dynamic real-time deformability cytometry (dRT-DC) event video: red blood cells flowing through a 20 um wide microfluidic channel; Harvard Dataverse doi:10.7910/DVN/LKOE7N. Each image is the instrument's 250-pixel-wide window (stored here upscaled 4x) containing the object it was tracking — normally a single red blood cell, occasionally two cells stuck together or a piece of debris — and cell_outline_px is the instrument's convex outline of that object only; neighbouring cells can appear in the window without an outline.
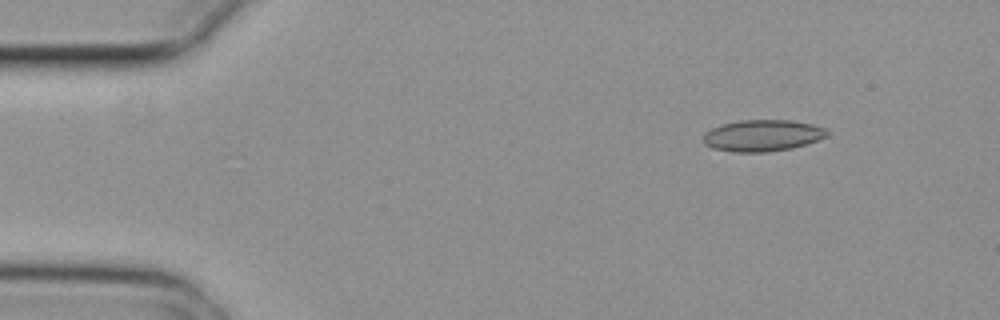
{"species": "common noctule bat (a hibernating species)", "species_latin": "Nyctalus noctula", "temperature_condition": "cold", "stored_images_in_passage": 5, "camera_frame_rate_fps": 3000, "um_per_image_px": 0.085, "animal": {"sex": "female", "body_mass_g": 29.2, "forearm_length_mm": 56.3}, "frame": {"image": 1, "passage_image": 2, "time_ms": 0.333, "image_size_px": [1000, 320], "cell_outline_px": [[828, 136], [792, 148], [768, 152], [732, 152], [712, 148], [704, 144], [704, 132], [712, 128], [724, 124], [740, 120], [788, 120], [812, 124], [824, 128], [828, 132]], "centroid_in_image_um": [64.78, 11.52], "position_along_channel_um": 20.2, "area_um2": 22.6}}